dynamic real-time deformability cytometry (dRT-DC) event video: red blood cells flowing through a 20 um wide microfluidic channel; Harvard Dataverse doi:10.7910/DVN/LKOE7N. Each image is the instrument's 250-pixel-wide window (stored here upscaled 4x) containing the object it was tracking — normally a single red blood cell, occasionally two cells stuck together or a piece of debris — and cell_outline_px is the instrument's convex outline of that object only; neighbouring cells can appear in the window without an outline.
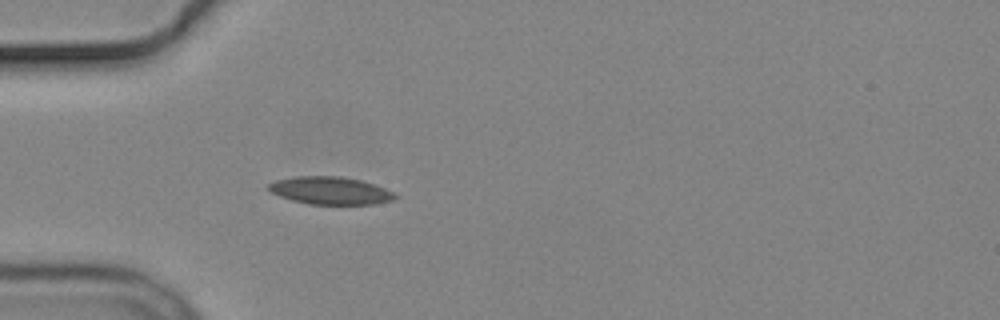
{"species": "common noctule bat (a hibernating species)", "species_latin": "Nyctalus noctula", "temperature_condition": "cold", "stored_images_in_passage": 1, "camera_frame_rate_fps": 3000, "um_per_image_px": 0.085, "animal": {"sex": "male", "body_mass_g": 19.2, "forearm_length_mm": 51.8}, "frame": {"image": 1, "passage_image": 1, "time_ms": 0.0, "image_size_px": [1000, 320], "cell_outline_px": [[400, 196], [392, 200], [376, 204], [308, 204], [292, 200], [280, 196], [272, 192], [268, 188], [268, 184], [276, 180], [296, 176], [340, 176], [360, 180], [384, 188]], "centroid_in_image_um": [28.08, 16.2], "position_along_channel_um": 56.9, "area_um2": 20.23}}